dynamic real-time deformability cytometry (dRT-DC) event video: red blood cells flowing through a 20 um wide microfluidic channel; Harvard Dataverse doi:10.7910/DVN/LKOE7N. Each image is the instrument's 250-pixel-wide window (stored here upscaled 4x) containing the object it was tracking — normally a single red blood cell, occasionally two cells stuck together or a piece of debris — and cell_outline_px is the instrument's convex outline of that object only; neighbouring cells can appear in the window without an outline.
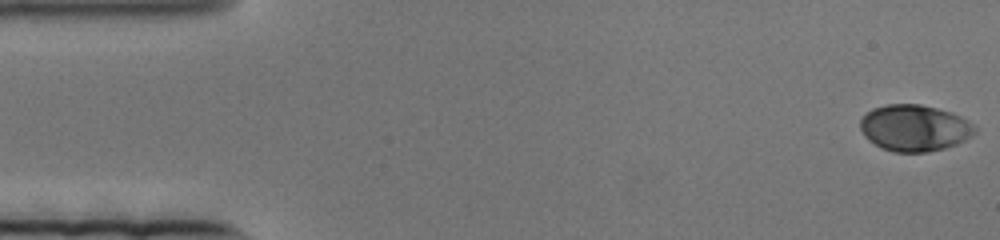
{"species": "human", "species_latin": "Homo sapiens", "temperature_condition": "cold", "stored_images_in_passage": 84, "camera_frame_rate_fps": 3000, "um_per_image_px": 0.085, "donor": {"sex": "female"}, "frame": {"image": 1, "passage_image": 1, "time_ms": 0.0, "image_size_px": [1000, 240], "cell_outline_px": [[976, 132], [964, 140], [956, 144], [944, 148], [928, 152], [892, 152], [880, 148], [868, 140], [864, 136], [860, 128], [860, 120], [872, 108], [888, 104], [920, 104], [952, 112], [960, 116], [972, 124], [976, 128]], "centroid_in_image_um": [77.7, 10.88], "position_along_channel_um": 7.3, "area_um2": 31.04}}
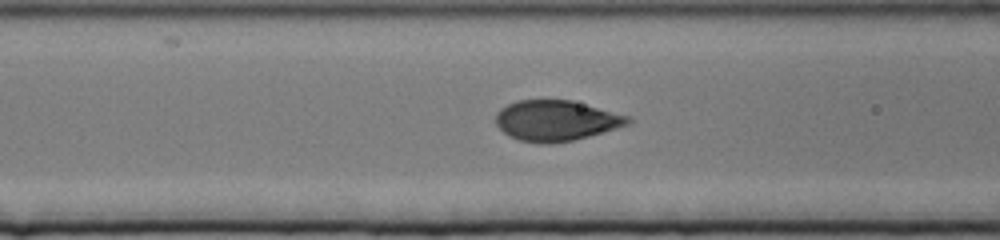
{"frame": {"image": 2, "passage_image": 31, "time_ms": 10.0, "image_size_px": [1000, 240], "cell_outline_px": [[632, 120], [628, 124], [616, 128], [588, 136], [572, 140], [552, 144], [540, 144], [520, 140], [504, 132], [496, 124], [496, 112], [500, 108], [516, 100], [572, 100], [632, 116]], "centroid_in_image_um": [47.28, 10.24], "position_along_channel_um": 119.3, "area_um2": 31.27}}
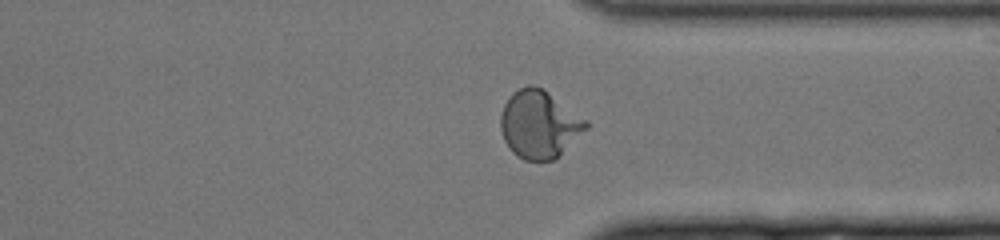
{"frame": {"image": 3, "passage_image": 62, "time_ms": 20.333, "image_size_px": [1000, 240], "cell_outline_px": [[592, 124], [556, 160], [524, 160], [516, 156], [508, 148], [504, 140], [500, 128], [500, 116], [504, 104], [508, 96], [512, 92], [528, 84], [532, 84], [544, 88], [588, 120]], "centroid_in_image_um": [45.86, 10.56], "position_along_channel_um": 365.5, "area_um2": 34.45}}